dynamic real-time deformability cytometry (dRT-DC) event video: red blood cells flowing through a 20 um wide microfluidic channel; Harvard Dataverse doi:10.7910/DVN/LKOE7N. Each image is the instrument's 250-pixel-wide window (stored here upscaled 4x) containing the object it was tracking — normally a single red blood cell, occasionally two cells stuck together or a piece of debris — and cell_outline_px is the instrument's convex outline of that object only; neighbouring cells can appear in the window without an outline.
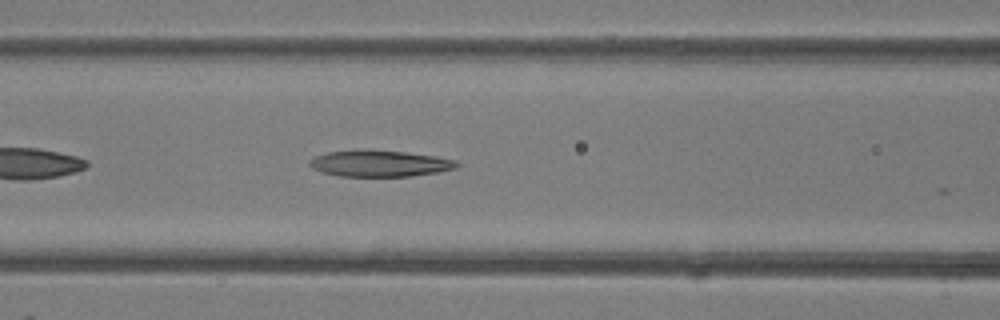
{"species": "common noctule bat (a hibernating species)", "species_latin": "Nyctalus noctula", "temperature_condition": "room temperature", "stored_images_in_passage": 22, "camera_frame_rate_fps": 3000, "um_per_image_px": 0.085, "animal": {"sex": "female"}, "frame": {"image": 1, "passage_image": 5, "time_ms": 1.333, "image_size_px": [1000, 320], "cell_outline_px": [[460, 164], [456, 168], [436, 172], [412, 176], [340, 176], [320, 172], [312, 168], [308, 164], [308, 160], [316, 156], [328, 152], [368, 148], [404, 152], [436, 156], [456, 160]], "centroid_in_image_um": [32.24, 13.88], "position_along_channel_um": 134.4, "area_um2": 22.89}}
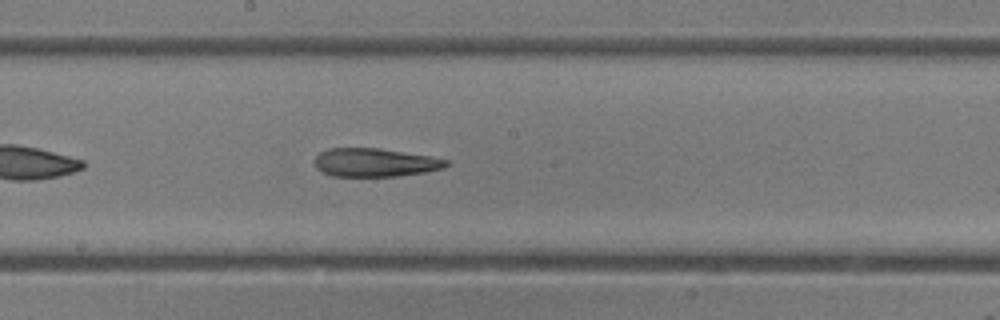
{"frame": {"image": 2, "passage_image": 10, "time_ms": 3.0, "image_size_px": [1000, 320], "cell_outline_px": [[448, 164], [444, 168], [424, 172], [396, 176], [332, 176], [316, 168], [312, 160], [320, 152], [328, 148], [380, 148], [428, 156], [448, 160]], "centroid_in_image_um": [31.82, 13.81], "position_along_channel_um": 216.4, "area_um2": 21.73}}
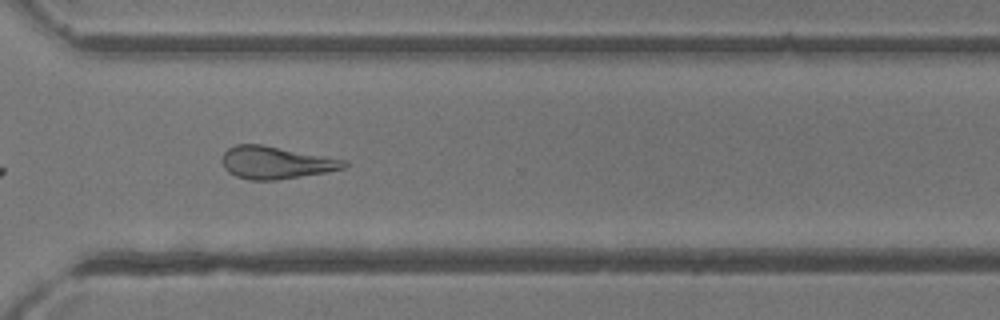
{"frame": {"image": 3, "passage_image": 18, "time_ms": 5.667, "image_size_px": [1000, 320], "cell_outline_px": [[348, 164], [344, 168], [324, 172], [276, 180], [248, 180], [236, 176], [228, 172], [224, 168], [220, 160], [224, 152], [228, 148], [236, 144], [260, 144], [348, 160]], "centroid_in_image_um": [23.41, 13.82], "position_along_channel_um": 347.2, "area_um2": 23.06}}